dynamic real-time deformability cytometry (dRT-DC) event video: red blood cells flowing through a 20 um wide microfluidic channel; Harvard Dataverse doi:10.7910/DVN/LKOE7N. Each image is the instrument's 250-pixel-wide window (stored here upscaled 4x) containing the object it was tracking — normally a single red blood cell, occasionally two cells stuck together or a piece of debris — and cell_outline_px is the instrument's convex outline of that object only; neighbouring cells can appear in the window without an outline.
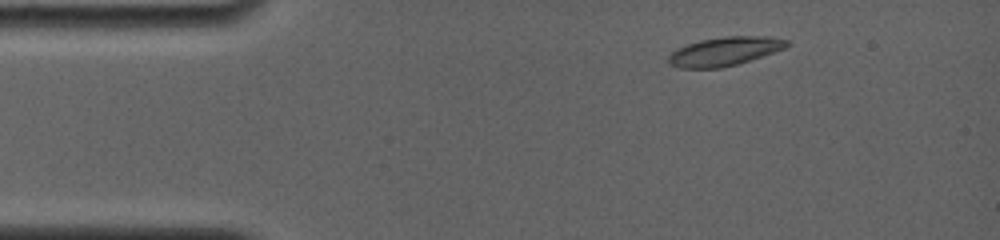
{"species": "common noctule bat (a hibernating species)", "species_latin": "Nyctalus noctula", "temperature_condition": "room temperature", "stored_images_in_passage": 43, "camera_frame_rate_fps": 4000, "um_per_image_px": 0.085, "animal": {"sex": "female", "body_mass_g": 19.0, "forearm_length_mm": 56.7}, "frame": {"image": 1, "passage_image": 5, "time_ms": 1.5, "image_size_px": [1000, 240], "cell_outline_px": [[792, 44], [788, 48], [736, 64], [720, 68], [680, 68], [668, 64], [668, 56], [676, 48], [700, 40], [724, 36], [768, 36], [788, 40]], "centroid_in_image_um": [61.62, 4.36], "position_along_channel_um": 23.4, "area_um2": 20.0}}
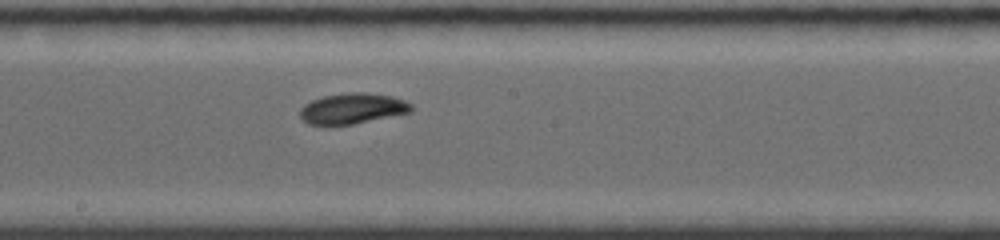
{"frame": {"image": 2, "passage_image": 21, "time_ms": 8.25, "image_size_px": [1000, 240], "cell_outline_px": [[412, 112], [352, 124], [308, 124], [300, 116], [300, 108], [304, 104], [312, 100], [324, 96], [348, 92], [364, 92], [392, 96], [404, 100], [412, 104]], "centroid_in_image_um": [29.97, 9.21], "position_along_channel_um": 218.2, "area_um2": 19.71}}
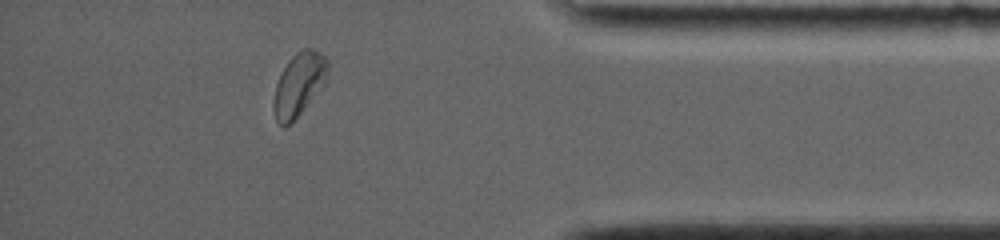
{"frame": {"image": 3, "passage_image": 38, "time_ms": 13.75, "image_size_px": [1000, 240], "cell_outline_px": [[328, 68], [324, 84], [300, 112], [284, 128], [276, 120], [276, 84], [288, 60], [300, 48], [316, 48], [328, 60]], "centroid_in_image_um": [25.45, 7.07], "position_along_channel_um": 409.7, "area_um2": 19.07}, "authors_computed_cell_mechanics": {"area_um2": 19.4786, "velocity_mm_per_s": 3.7887, "shape_relaxation_time_tau1_ms": 5.1704, "shape_relaxation_time_tau2_ms": 3.4471, "deformation_change_tau1": 0.1689, "deformation_change_tau2": 0.0646}}